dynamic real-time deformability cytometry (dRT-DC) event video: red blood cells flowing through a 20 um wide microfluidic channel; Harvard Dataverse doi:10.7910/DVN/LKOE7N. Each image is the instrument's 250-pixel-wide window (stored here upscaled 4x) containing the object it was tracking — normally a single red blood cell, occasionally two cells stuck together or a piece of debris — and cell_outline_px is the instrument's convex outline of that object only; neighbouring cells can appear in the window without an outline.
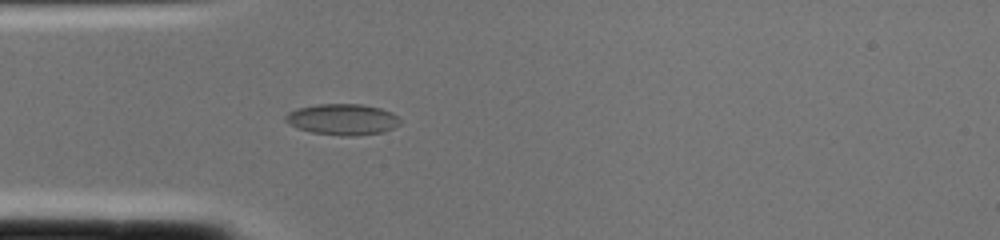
{"species": "common noctule bat (a hibernating species)", "species_latin": "Nyctalus noctula", "temperature_condition": "cold", "stored_images_in_passage": 2, "camera_frame_rate_fps": 3000, "um_per_image_px": 0.085, "animal": {"sex": "female", "body_mass_g": 22.0, "forearm_length_mm": 56.7}, "frame": {"image": 1, "passage_image": 2, "time_ms": 0.333, "image_size_px": [1000, 240], "cell_outline_px": [[400, 124], [384, 132], [352, 136], [340, 136], [312, 132], [296, 128], [288, 124], [284, 120], [284, 116], [288, 112], [296, 108], [320, 104], [360, 104], [380, 108], [392, 112], [400, 120]], "centroid_in_image_um": [29.08, 10.15], "position_along_channel_um": 55.9, "area_um2": 20.87}}